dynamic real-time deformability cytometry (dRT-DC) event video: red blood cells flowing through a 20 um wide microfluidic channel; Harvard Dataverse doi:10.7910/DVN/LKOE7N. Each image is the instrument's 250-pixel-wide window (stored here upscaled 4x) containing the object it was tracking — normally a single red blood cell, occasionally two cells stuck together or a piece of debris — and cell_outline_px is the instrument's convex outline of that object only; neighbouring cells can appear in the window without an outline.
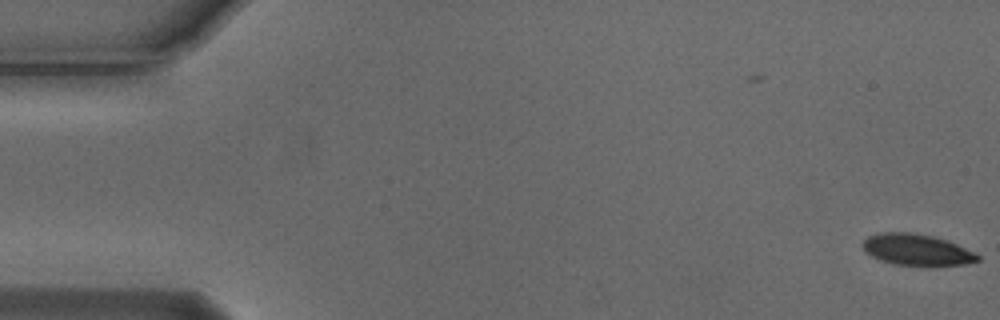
{"species": "Egyptian fruit bat (a non-hibernating species)", "species_latin": "Rousettus aegyptiacus", "temperature_condition": "cold", "stored_images_in_passage": 19, "camera_frame_rate_fps": 3000, "um_per_image_px": 0.085, "animal": {"sex": "male"}, "frame": {"image": 1, "passage_image": 1, "time_ms": 0.0, "image_size_px": [1000, 320], "cell_outline_px": [[980, 260], [964, 264], [892, 264], [880, 260], [872, 256], [864, 248], [864, 240], [868, 236], [880, 232], [912, 232], [932, 236], [948, 240], [980, 256]], "centroid_in_image_um": [77.9, 21.2], "position_along_channel_um": 7.1, "area_um2": 20.35}}
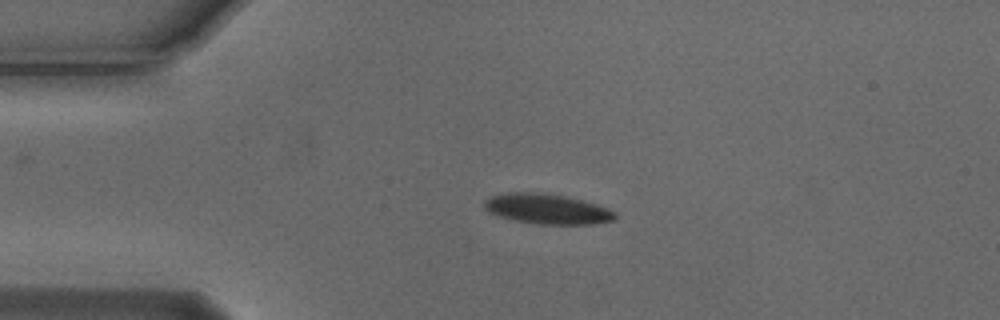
{"frame": {"image": 2, "passage_image": 13, "time_ms": 4.0, "image_size_px": [1000, 320], "cell_outline_px": [[620, 216], [616, 220], [592, 224], [536, 224], [516, 220], [500, 216], [488, 212], [484, 208], [484, 204], [492, 196], [508, 192], [536, 192], [564, 196], [596, 204], [608, 208], [616, 212]], "centroid_in_image_um": [46.57, 17.77], "position_along_channel_um": 38.4, "area_um2": 22.83}}
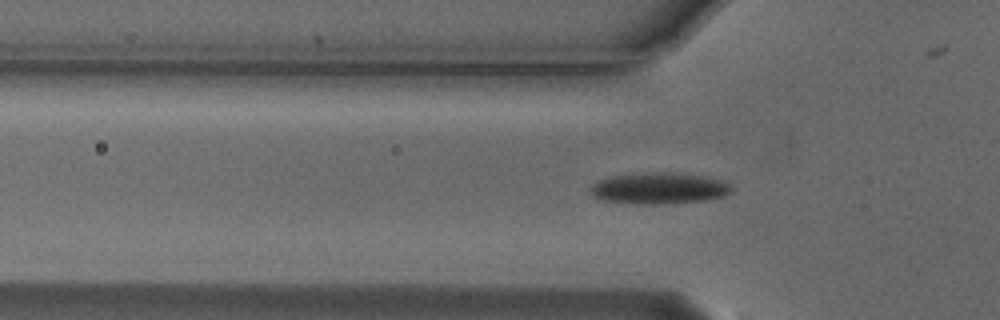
{"frame": {"image": 3, "passage_image": 18, "time_ms": 5.667, "image_size_px": [1000, 320], "cell_outline_px": [[732, 192], [724, 196], [704, 200], [664, 204], [636, 204], [600, 200], [592, 196], [588, 192], [592, 184], [596, 180], [612, 176], [652, 172], [672, 172], [704, 176], [720, 180], [728, 184], [732, 188]], "centroid_in_image_um": [55.96, 16.01], "position_along_channel_um": 69.8, "area_um2": 25.95}}